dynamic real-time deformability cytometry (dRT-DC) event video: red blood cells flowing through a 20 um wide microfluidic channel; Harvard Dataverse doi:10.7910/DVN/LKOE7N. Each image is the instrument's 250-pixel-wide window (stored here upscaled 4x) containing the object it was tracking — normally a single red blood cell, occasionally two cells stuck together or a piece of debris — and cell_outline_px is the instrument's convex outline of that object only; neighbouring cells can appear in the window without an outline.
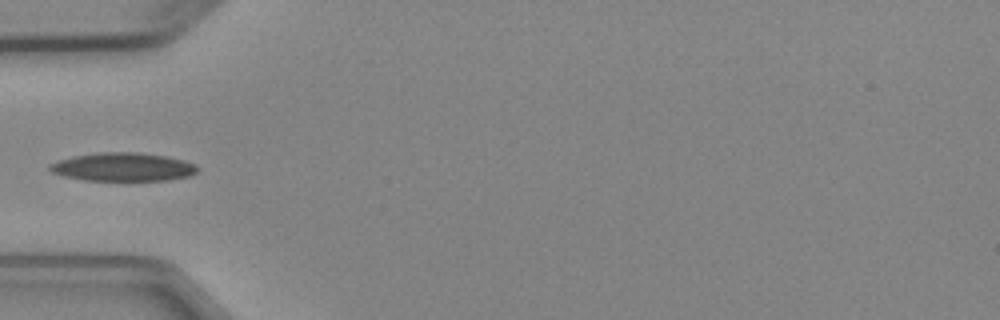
{"species": "Egyptian fruit bat (a non-hibernating species)", "species_latin": "Rousettus aegyptiacus", "temperature_condition": "cold", "stored_images_in_passage": 5, "camera_frame_rate_fps": 3000, "um_per_image_px": 0.085, "animal": {"sex": "female"}, "frame": {"image": 1, "passage_image": 4, "time_ms": 3.667, "image_size_px": [1000, 320], "cell_outline_px": [[196, 172], [188, 176], [168, 180], [84, 180], [64, 176], [52, 172], [48, 168], [48, 164], [56, 160], [72, 156], [100, 152], [140, 152], [168, 156], [184, 160], [196, 164]], "centroid_in_image_um": [10.42, 14.18], "position_along_channel_um": 74.6, "area_um2": 24.57}}